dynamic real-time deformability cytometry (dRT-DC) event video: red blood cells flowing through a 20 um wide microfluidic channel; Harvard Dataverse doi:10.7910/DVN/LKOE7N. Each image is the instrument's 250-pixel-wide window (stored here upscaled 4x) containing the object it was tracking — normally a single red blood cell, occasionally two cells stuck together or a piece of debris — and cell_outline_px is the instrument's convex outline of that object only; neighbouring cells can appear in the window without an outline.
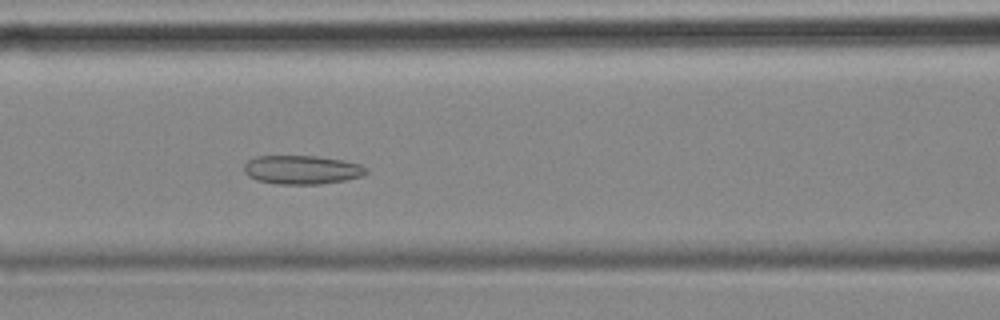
{"species": "common noctule bat (a hibernating species)", "species_latin": "Nyctalus noctula", "temperature_condition": "cold", "stored_images_in_passage": 40, "camera_frame_rate_fps": 3000, "um_per_image_px": 0.085, "animal": {"sex": "female", "body_mass_g": 18.4}, "frame": {"image": 1, "passage_image": 17, "time_ms": 5.333, "image_size_px": [1000, 320], "cell_outline_px": [[368, 172], [360, 176], [344, 180], [320, 184], [276, 184], [256, 180], [248, 176], [244, 172], [244, 164], [248, 160], [256, 156], [316, 156], [340, 160], [360, 164], [368, 168]], "centroid_in_image_um": [25.62, 14.43], "position_along_channel_um": 141.0, "area_um2": 20.46}}
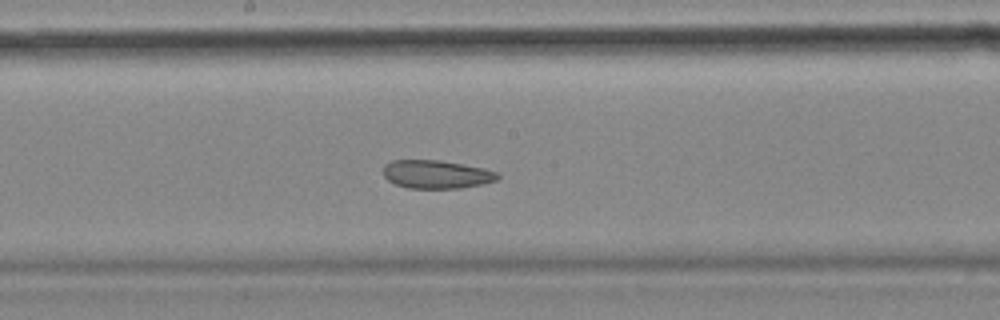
{"frame": {"image": 2, "passage_image": 23, "time_ms": 7.333, "image_size_px": [1000, 320], "cell_outline_px": [[500, 176], [496, 180], [480, 184], [460, 188], [408, 188], [396, 184], [388, 180], [384, 176], [384, 164], [392, 160], [436, 160], [464, 164], [484, 168], [496, 172]], "centroid_in_image_um": [37.08, 14.81], "position_along_channel_um": 211.1, "area_um2": 18.73}}
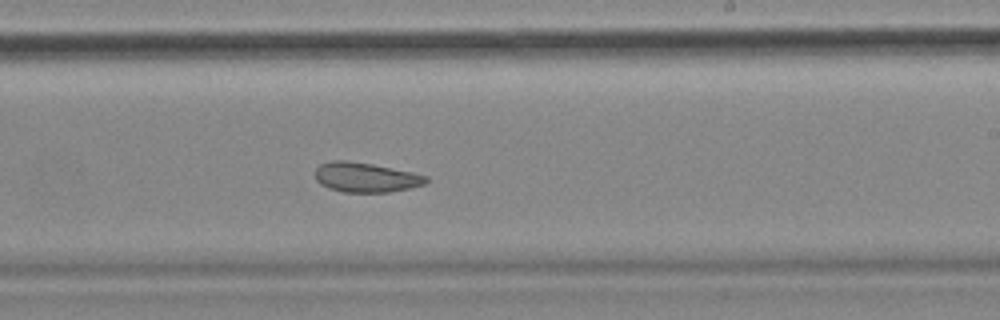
{"frame": {"image": 3, "passage_image": 27, "time_ms": 8.667, "image_size_px": [1000, 320], "cell_outline_px": [[428, 180], [424, 184], [408, 188], [388, 192], [344, 192], [328, 188], [320, 184], [316, 180], [316, 168], [320, 164], [332, 160], [344, 160], [372, 164], [412, 172], [428, 176]], "centroid_in_image_um": [31.06, 15.07], "position_along_channel_um": 257.9, "area_um2": 19.07}, "authors_computed_cell_mechanics": {"area_um2": 20.5479, "velocity_mm_per_s": 3.519, "shape_relaxation_time_tau1_ms": null, "shape_relaxation_time_tau2_ms": 3.5006, "deformation_change_tau1": null, "deformation_change_tau2": 0.0892}}